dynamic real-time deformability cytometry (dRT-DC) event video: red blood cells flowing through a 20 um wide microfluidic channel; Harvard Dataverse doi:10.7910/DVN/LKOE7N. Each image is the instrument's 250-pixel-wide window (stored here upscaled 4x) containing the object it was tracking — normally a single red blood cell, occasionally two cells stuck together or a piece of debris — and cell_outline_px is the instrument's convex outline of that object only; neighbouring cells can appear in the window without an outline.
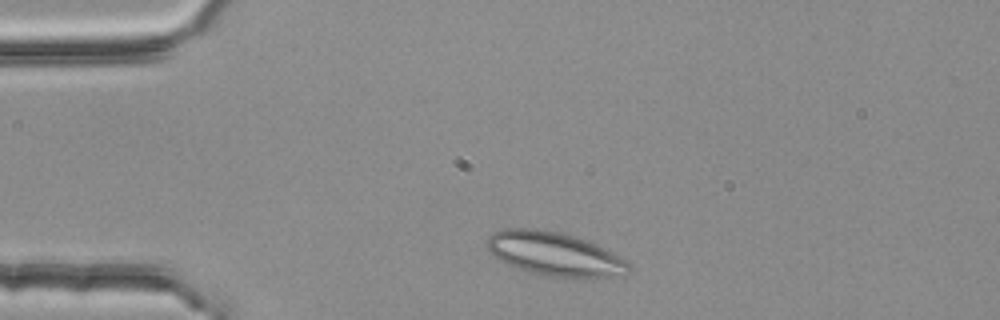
{"species": "common noctule bat (a hibernating species)", "species_latin": "Nyctalus noctula", "temperature_condition": "room temperature", "stored_images_in_passage": 2, "camera_frame_rate_fps": 3000, "um_per_image_px": 0.085, "animal": {"sex": "female", "body_mass_g": 25.1}, "frame": {"image": 1, "passage_image": 1, "time_ms": 0.0, "image_size_px": [1000, 320], "cell_outline_px": [[632, 268], [624, 276], [600, 280], [548, 276], [528, 272], [516, 268], [500, 260], [488, 248], [488, 236], [492, 232], [500, 228], [536, 228], [560, 232], [576, 236], [588, 240], [596, 244], [624, 260]], "centroid_in_image_um": [47.19, 21.61], "position_along_channel_um": 37.8, "area_um2": 36.76}}